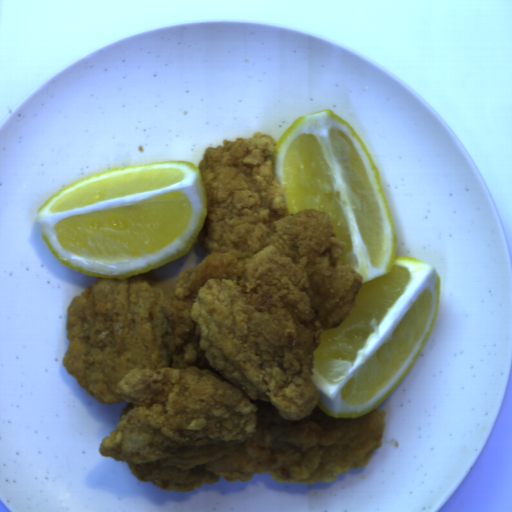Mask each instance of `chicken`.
Instances as JSON below:
<instances>
[{"mask_svg":"<svg viewBox=\"0 0 512 512\" xmlns=\"http://www.w3.org/2000/svg\"><path fill=\"white\" fill-rule=\"evenodd\" d=\"M270 134L205 147L197 236L208 251L165 296L140 275L99 278L66 314V374L122 407L101 457L139 482L196 492L268 473L279 484L332 483L383 448L386 411L323 412L314 352L357 306L363 277L339 266L347 243L325 211L288 213Z\"/></svg>","mask_w":512,"mask_h":512,"instance_id":"obj_1","label":"chicken"}]
</instances>
